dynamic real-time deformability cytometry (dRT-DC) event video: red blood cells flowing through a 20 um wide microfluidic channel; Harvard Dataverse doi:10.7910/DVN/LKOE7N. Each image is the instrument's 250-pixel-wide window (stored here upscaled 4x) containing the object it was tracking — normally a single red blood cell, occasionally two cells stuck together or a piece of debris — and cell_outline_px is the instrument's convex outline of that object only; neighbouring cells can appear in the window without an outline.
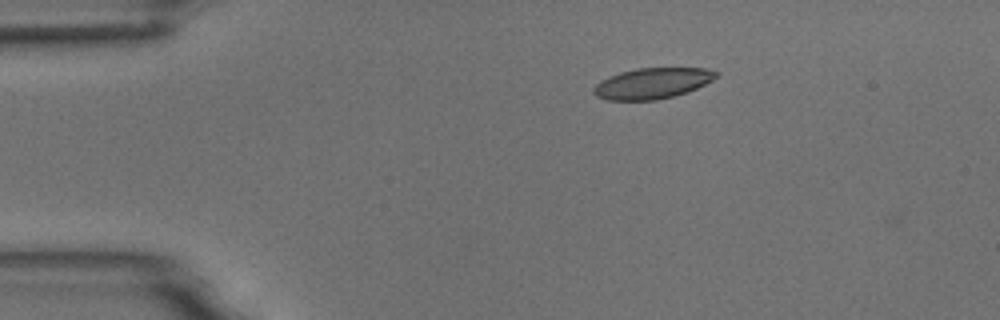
{"species": "common noctule bat (a hibernating species)", "species_latin": "Nyctalus noctula", "temperature_condition": "room temperature", "stored_images_in_passage": 45, "camera_frame_rate_fps": 3000, "um_per_image_px": 0.085, "animal": {"sex": "male", "body_mass_g": 18.8}, "frame": {"image": 1, "passage_image": 1, "time_ms": 0.0, "image_size_px": [1000, 320], "cell_outline_px": [[720, 76], [688, 92], [656, 100], [608, 100], [596, 96], [592, 92], [592, 88], [596, 84], [608, 76], [620, 72], [636, 68], [708, 68], [720, 72]], "centroid_in_image_um": [55.46, 7.07], "position_along_channel_um": 29.5, "area_um2": 22.14}}
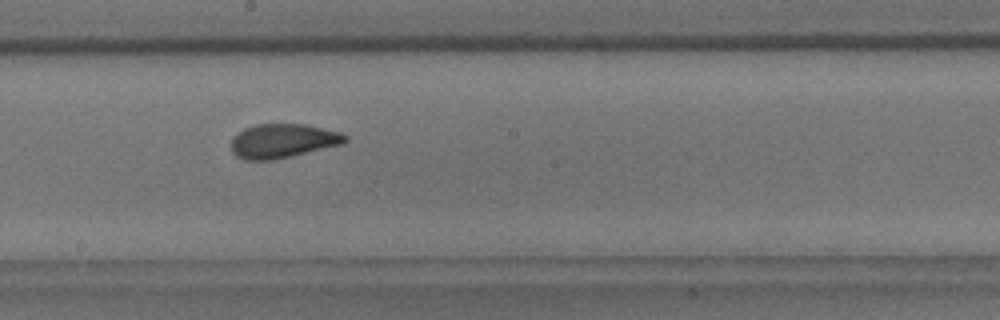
{"frame": {"image": 2, "passage_image": 21, "time_ms": 6.667, "image_size_px": [1000, 320], "cell_outline_px": [[348, 140], [344, 144], [292, 156], [272, 160], [244, 160], [236, 156], [232, 152], [232, 136], [236, 132], [244, 128], [256, 124], [308, 124], [340, 132], [348, 136]], "centroid_in_image_um": [24.05, 11.97], "position_along_channel_um": 224.2, "area_um2": 23.0}}
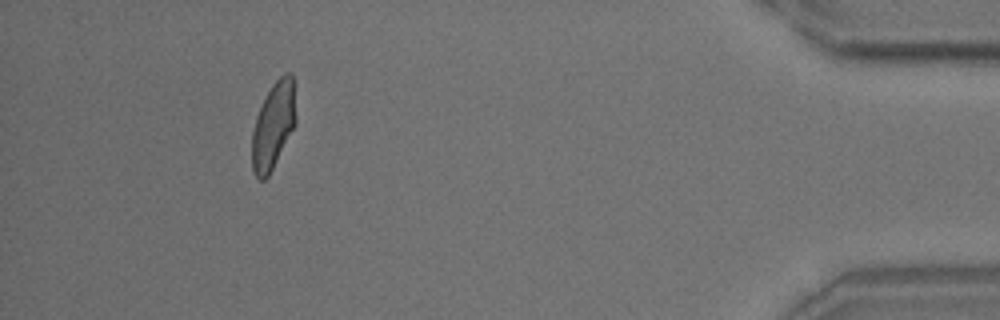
{"frame": {"image": 3, "passage_image": 41, "time_ms": 13.333, "image_size_px": [1000, 320], "cell_outline_px": [[296, 124], [268, 176], [264, 180], [260, 180], [252, 172], [252, 132], [256, 116], [272, 84], [284, 72], [292, 72], [296, 120]], "centroid_in_image_um": [23.23, 10.67], "position_along_channel_um": 412.0, "area_um2": 22.02}, "authors_computed_cell_mechanics": {"area_um2": 22.6576, "velocity_mm_per_s": 3.7173, "shape_relaxation_time_tau1_ms": 7.3232, "shape_relaxation_time_tau2_ms": 1.1567, "deformation_change_tau1": 0.1841, "deformation_change_tau2": 0.0726}}